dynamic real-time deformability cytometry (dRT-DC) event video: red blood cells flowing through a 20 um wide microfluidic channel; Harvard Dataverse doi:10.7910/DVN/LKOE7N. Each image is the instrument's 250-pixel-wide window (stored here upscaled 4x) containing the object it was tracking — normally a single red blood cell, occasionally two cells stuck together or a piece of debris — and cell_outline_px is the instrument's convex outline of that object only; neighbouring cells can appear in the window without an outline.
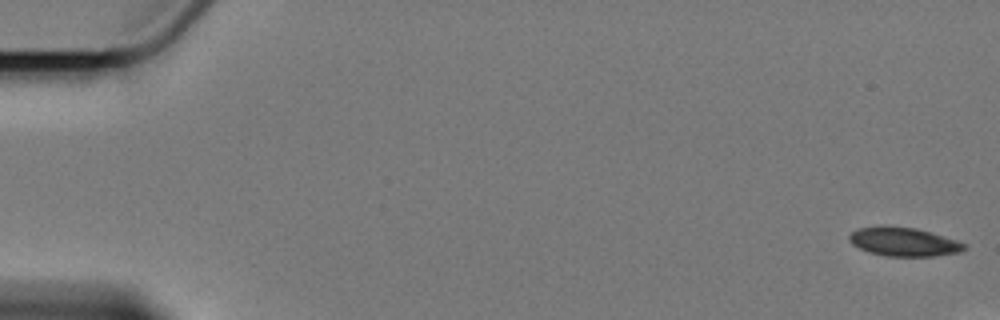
{"species": "Egyptian fruit bat (a non-hibernating species)", "species_latin": "Rousettus aegyptiacus", "temperature_condition": "cold", "stored_images_in_passage": 3, "camera_frame_rate_fps": 3000, "um_per_image_px": 0.085, "animal": {"sex": "female"}, "frame": {"image": 1, "passage_image": 1, "time_ms": 0.0, "image_size_px": [1000, 320], "cell_outline_px": [[968, 244], [960, 252], [932, 256], [884, 256], [860, 248], [852, 244], [848, 240], [848, 236], [856, 228], [884, 224], [916, 228], [956, 240]], "centroid_in_image_um": [76.77, 20.52], "position_along_channel_um": 8.2, "area_um2": 19.42}}